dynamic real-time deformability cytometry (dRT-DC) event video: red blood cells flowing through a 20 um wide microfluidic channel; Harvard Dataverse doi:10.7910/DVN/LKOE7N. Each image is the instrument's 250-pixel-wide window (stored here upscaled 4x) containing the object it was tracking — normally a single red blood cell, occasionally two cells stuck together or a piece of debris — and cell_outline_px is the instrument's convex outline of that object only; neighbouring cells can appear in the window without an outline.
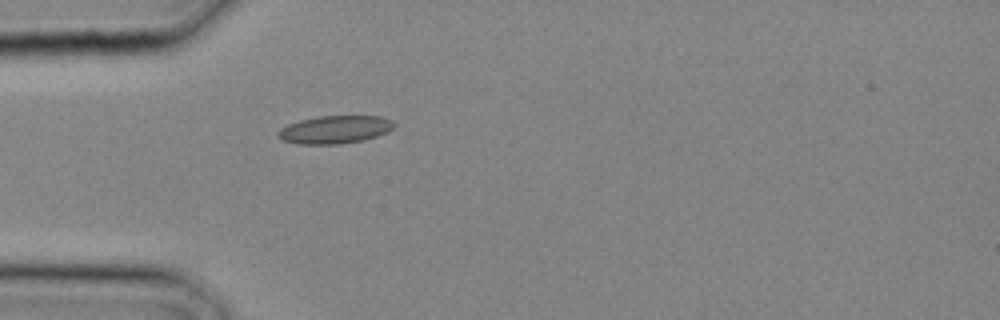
{"species": "common noctule bat (a hibernating species)", "species_latin": "Nyctalus noctula", "temperature_condition": "cold", "stored_images_in_passage": 2, "camera_frame_rate_fps": 3000, "um_per_image_px": 0.085, "animal": {"sex": "male", "body_mass_g": 20.4}, "frame": {"image": 1, "passage_image": 2, "time_ms": 0.333, "image_size_px": [1000, 320], "cell_outline_px": [[396, 124], [388, 132], [364, 140], [340, 144], [300, 144], [284, 140], [276, 136], [276, 132], [280, 128], [288, 124], [300, 120], [320, 116], [380, 116], [392, 120]], "centroid_in_image_um": [28.46, 11.01], "position_along_channel_um": 56.5, "area_um2": 18.9}}